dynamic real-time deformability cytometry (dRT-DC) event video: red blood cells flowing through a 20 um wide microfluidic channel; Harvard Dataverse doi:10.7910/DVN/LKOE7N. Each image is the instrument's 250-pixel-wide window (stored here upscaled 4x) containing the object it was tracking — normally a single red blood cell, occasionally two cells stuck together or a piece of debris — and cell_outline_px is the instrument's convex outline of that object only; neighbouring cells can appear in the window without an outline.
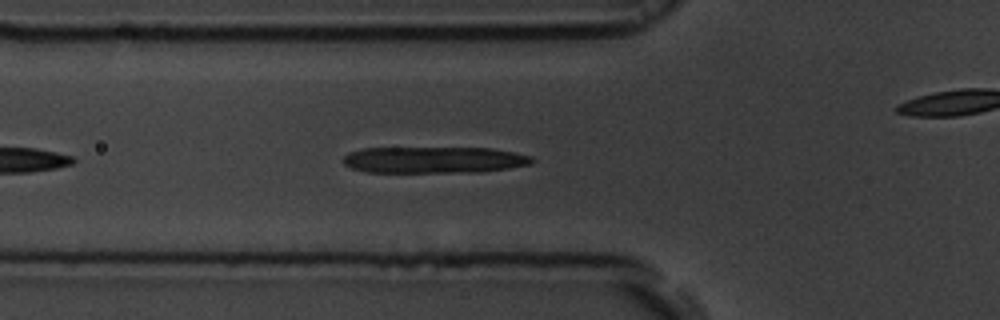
{"species": "common noctule bat (a hibernating species)", "species_latin": "Nyctalus noctula", "temperature_condition": "room temperature", "stored_images_in_passage": 10, "camera_frame_rate_fps": 3000, "um_per_image_px": 0.085, "animal": {"sex": "male", "body_mass_g": 19.5, "forearm_length_mm": 54.6}, "frame": {"image": 1, "passage_image": 6, "time_ms": 1.667, "image_size_px": [1000, 320], "cell_outline_px": [[536, 160], [532, 164], [484, 172], [364, 172], [352, 168], [344, 164], [344, 156], [348, 152], [364, 148], [492, 148], [532, 156]], "centroid_in_image_um": [36.91, 13.59], "position_along_channel_um": 88.9, "area_um2": 29.25}}